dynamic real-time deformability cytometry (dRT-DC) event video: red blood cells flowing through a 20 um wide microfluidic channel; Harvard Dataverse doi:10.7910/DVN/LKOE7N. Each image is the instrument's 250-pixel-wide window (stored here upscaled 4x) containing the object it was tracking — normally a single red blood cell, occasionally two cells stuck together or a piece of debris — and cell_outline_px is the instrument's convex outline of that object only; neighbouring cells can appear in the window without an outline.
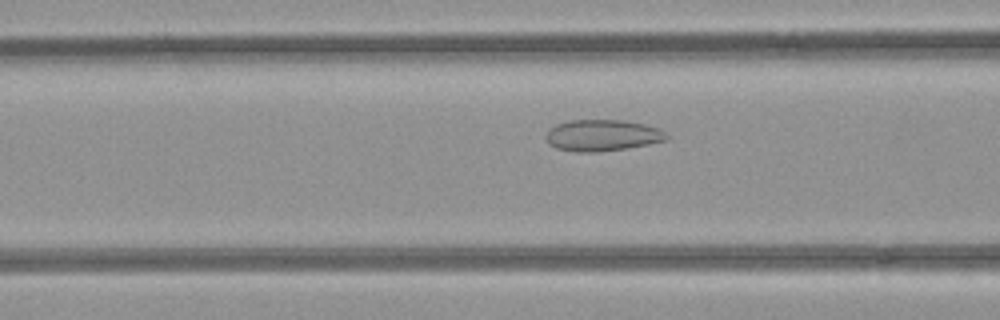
{"species": "common noctule bat (a hibernating species)", "species_latin": "Nyctalus noctula", "temperature_condition": "room temperature", "stored_images_in_passage": 43, "camera_frame_rate_fps": 3000, "um_per_image_px": 0.085, "animal": {"sex": "female", "body_mass_g": 21.9}, "frame": {"image": 1, "passage_image": 12, "time_ms": 3.667, "image_size_px": [1000, 320], "cell_outline_px": [[668, 140], [648, 144], [624, 148], [596, 152], [576, 152], [556, 148], [548, 144], [544, 136], [548, 128], [556, 124], [568, 120], [624, 120], [644, 124], [660, 128], [668, 136]], "centroid_in_image_um": [51.15, 11.5], "position_along_channel_um": 115.5, "area_um2": 22.25}}
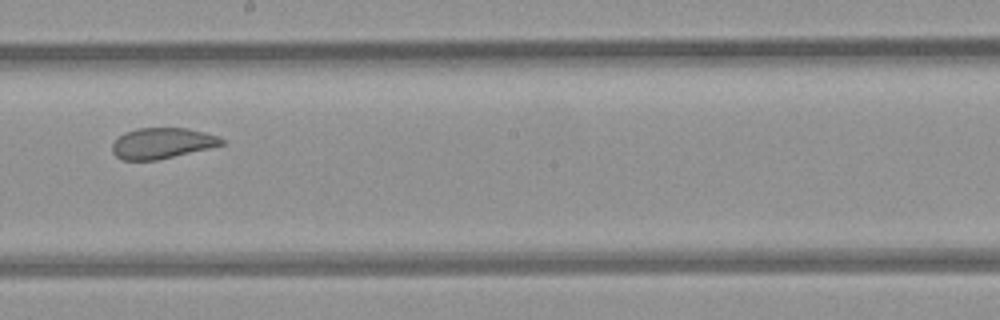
{"frame": {"image": 2, "passage_image": 21, "time_ms": 6.667, "image_size_px": [1000, 320], "cell_outline_px": [[224, 144], [208, 148], [156, 160], [124, 160], [116, 156], [112, 152], [112, 144], [124, 132], [140, 128], [188, 128], [220, 136], [224, 140]], "centroid_in_image_um": [13.78, 12.16], "position_along_channel_um": 234.4, "area_um2": 19.42}}
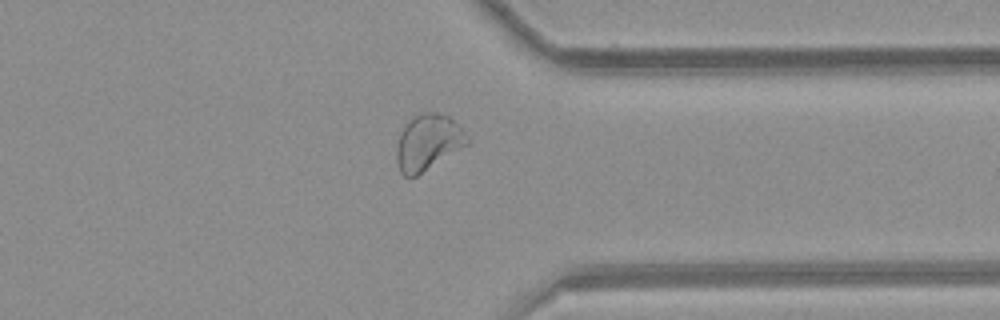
{"frame": {"image": 3, "passage_image": 32, "time_ms": 10.333, "image_size_px": [1000, 320], "cell_outline_px": [[468, 144], [416, 176], [404, 176], [400, 172], [396, 160], [396, 148], [400, 132], [408, 120], [412, 116], [420, 112], [436, 112], [448, 116], [460, 124], [468, 136]], "centroid_in_image_um": [36.37, 12.07], "position_along_channel_um": 375.0, "area_um2": 23.12}, "authors_computed_cell_mechanics": {"area_um2": 22.253, "velocity_mm_per_s": 3.9565, "shape_relaxation_time_tau1_ms": null, "shape_relaxation_time_tau2_ms": 1.0607, "deformation_change_tau1": null, "deformation_change_tau2": 0.0723}}